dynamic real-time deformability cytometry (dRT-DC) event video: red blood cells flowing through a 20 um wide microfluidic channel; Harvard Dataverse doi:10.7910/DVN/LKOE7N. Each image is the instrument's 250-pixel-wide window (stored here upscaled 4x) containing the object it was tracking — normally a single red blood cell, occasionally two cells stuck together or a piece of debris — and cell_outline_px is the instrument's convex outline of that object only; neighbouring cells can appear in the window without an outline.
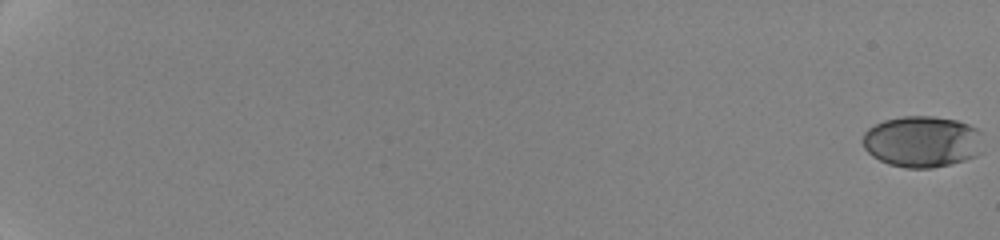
{"species": "human", "species_latin": "Homo sapiens", "temperature_condition": "cold", "stored_images_in_passage": 18, "camera_frame_rate_fps": 3000, "um_per_image_px": 0.085, "donor": {"sex": "female"}, "frame": {"image": 1, "passage_image": 1, "time_ms": 0.0, "image_size_px": [1000, 240], "cell_outline_px": [[984, 152], [976, 156], [964, 160], [932, 168], [904, 168], [888, 164], [872, 156], [864, 148], [864, 132], [868, 128], [884, 120], [904, 116], [932, 116], [956, 120], [968, 124], [984, 132]], "centroid_in_image_um": [78.46, 12.04], "position_along_channel_um": 6.5, "area_um2": 36.53}}
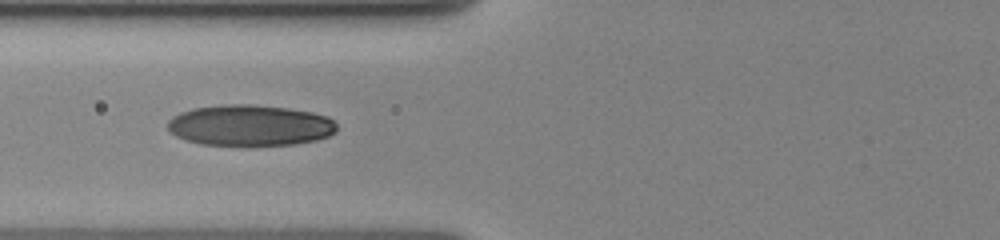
{"frame": {"image": 2, "passage_image": 16, "time_ms": 9.667, "image_size_px": [1000, 240], "cell_outline_px": [[336, 132], [328, 136], [316, 140], [296, 144], [248, 148], [200, 144], [176, 136], [168, 128], [168, 120], [172, 116], [180, 112], [192, 108], [228, 104], [248, 104], [288, 108], [312, 112], [328, 116], [336, 124]], "centroid_in_image_um": [21.25, 10.69], "position_along_channel_um": 104.6, "area_um2": 41.44}}
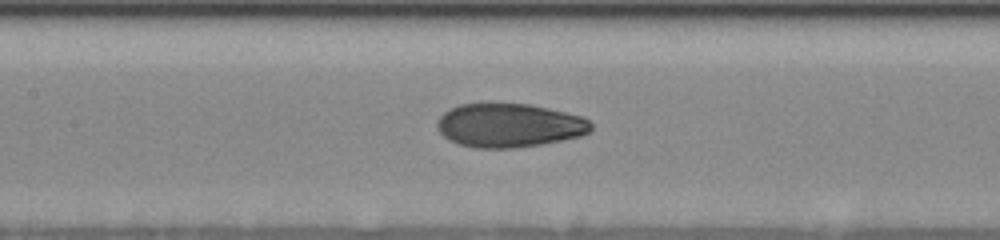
{"frame": {"image": 3, "passage_image": 18, "time_ms": 11.333, "image_size_px": [1000, 240], "cell_outline_px": [[592, 128], [588, 132], [580, 136], [564, 140], [540, 144], [512, 148], [476, 148], [460, 144], [448, 140], [436, 128], [436, 124], [440, 116], [444, 112], [460, 104], [528, 104], [548, 108], [580, 116], [588, 120], [592, 124]], "centroid_in_image_um": [43.26, 10.66], "position_along_channel_um": 164.1, "area_um2": 39.02}}